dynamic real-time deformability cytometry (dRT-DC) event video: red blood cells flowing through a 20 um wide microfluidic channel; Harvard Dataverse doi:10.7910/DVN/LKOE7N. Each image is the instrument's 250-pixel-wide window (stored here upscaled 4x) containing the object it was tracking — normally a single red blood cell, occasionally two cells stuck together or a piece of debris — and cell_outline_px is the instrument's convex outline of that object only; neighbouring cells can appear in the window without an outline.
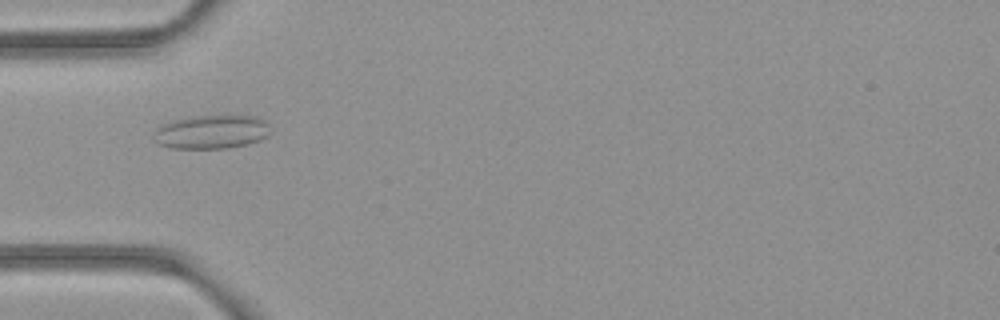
{"species": "common noctule bat (a hibernating species)", "species_latin": "Nyctalus noctula", "temperature_condition": "room temperature", "stored_images_in_passage": 7, "camera_frame_rate_fps": 3000, "um_per_image_px": 0.085, "animal": {"sex": "female", "body_mass_g": 21.9}, "frame": {"image": 1, "passage_image": 5, "time_ms": 1.333, "image_size_px": [1000, 320], "cell_outline_px": [[268, 136], [260, 140], [248, 144], [228, 148], [172, 148], [160, 144], [152, 140], [152, 132], [160, 124], [192, 116], [252, 116], [264, 120], [268, 124]], "centroid_in_image_um": [17.92, 11.22], "position_along_channel_um": 67.1, "area_um2": 22.95}}
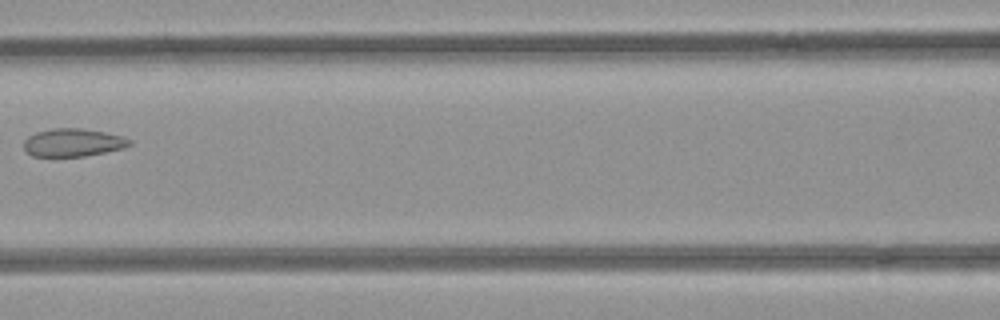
{"frame": {"image": 2, "passage_image": 7, "time_ms": 2.0, "image_size_px": [1000, 320], "cell_outline_px": [[132, 144], [124, 148], [84, 156], [32, 156], [24, 152], [24, 140], [28, 136], [36, 132], [52, 128], [80, 128], [104, 132], [124, 136], [132, 140]], "centroid_in_image_um": [6.2, 12.11], "position_along_channel_um": 160.4, "area_um2": 17.34}}